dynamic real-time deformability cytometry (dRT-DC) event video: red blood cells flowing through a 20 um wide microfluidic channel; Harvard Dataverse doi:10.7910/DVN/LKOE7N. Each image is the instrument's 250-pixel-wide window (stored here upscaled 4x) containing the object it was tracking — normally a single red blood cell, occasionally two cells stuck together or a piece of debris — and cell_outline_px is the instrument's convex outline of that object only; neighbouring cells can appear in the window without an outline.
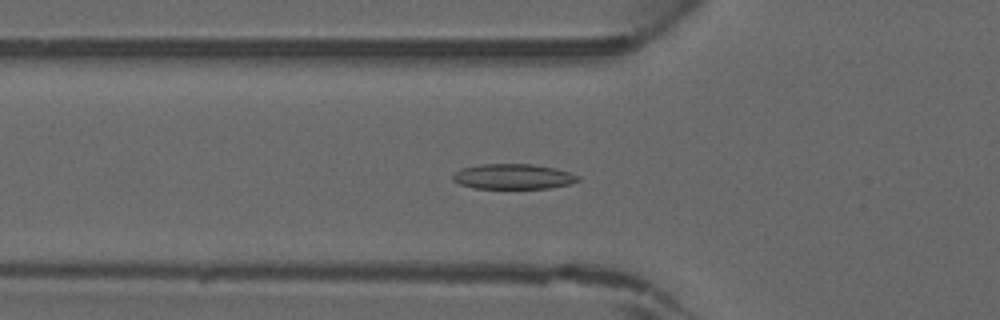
{"species": "common noctule bat (a hibernating species)", "species_latin": "Nyctalus noctula", "temperature_condition": "warm", "stored_images_in_passage": 45, "camera_frame_rate_fps": 3000, "um_per_image_px": 0.085, "animal": {"sex": "male", "forearm_length_mm": 52.5}, "frame": {"image": 1, "passage_image": 16, "time_ms": 5.0, "image_size_px": [1000, 320], "cell_outline_px": [[580, 180], [572, 184], [552, 188], [472, 188], [460, 184], [452, 180], [452, 176], [460, 168], [480, 164], [532, 164], [556, 168], [580, 176]], "centroid_in_image_um": [43.64, 15.01], "position_along_channel_um": 82.2, "area_um2": 18.55}}
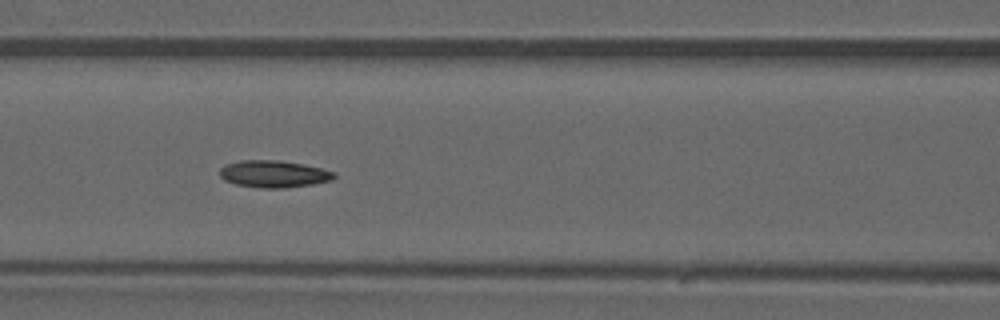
{"frame": {"image": 2, "passage_image": 20, "time_ms": 6.333, "image_size_px": [1000, 320], "cell_outline_px": [[336, 176], [332, 180], [312, 184], [284, 188], [260, 188], [236, 184], [224, 180], [220, 176], [220, 168], [224, 164], [240, 160], [276, 160], [304, 164], [336, 172]], "centroid_in_image_um": [23.25, 14.78], "position_along_channel_um": 143.3, "area_um2": 18.09}}
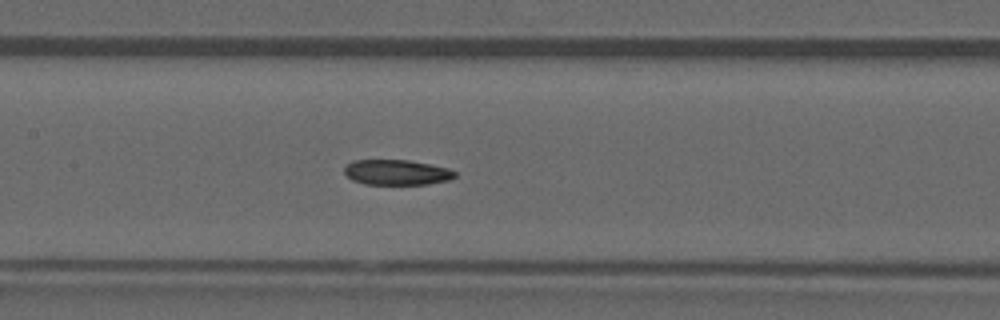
{"frame": {"image": 3, "passage_image": 22, "time_ms": 7.0, "image_size_px": [1000, 320], "cell_outline_px": [[456, 176], [448, 180], [428, 184], [364, 184], [352, 180], [344, 172], [344, 168], [352, 160], [408, 160], [448, 168], [456, 172]], "centroid_in_image_um": [33.71, 14.65], "position_along_channel_um": 173.7, "area_um2": 16.18}}